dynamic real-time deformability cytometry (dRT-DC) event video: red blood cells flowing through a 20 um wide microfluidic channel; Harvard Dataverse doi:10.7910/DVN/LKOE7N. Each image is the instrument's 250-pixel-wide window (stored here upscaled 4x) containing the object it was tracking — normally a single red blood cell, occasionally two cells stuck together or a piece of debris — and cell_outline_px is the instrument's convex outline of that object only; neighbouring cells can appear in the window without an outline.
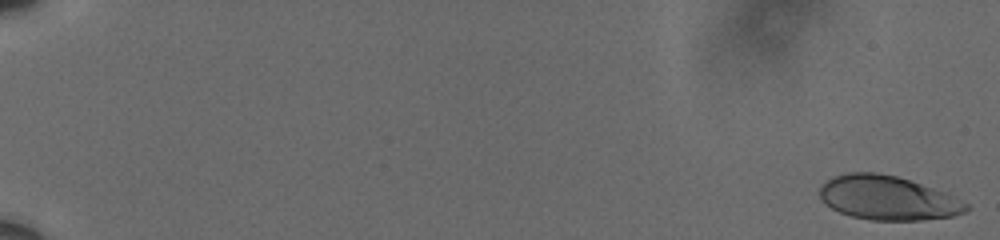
{"species": "human", "species_latin": "Homo sapiens", "temperature_condition": "cold", "stored_images_in_passage": 60, "camera_frame_rate_fps": 3000, "um_per_image_px": 0.085, "donor": {"sex": "male"}, "frame": {"image": 1, "passage_image": 1, "time_ms": 0.0, "image_size_px": [1000, 240], "cell_outline_px": [[972, 208], [968, 212], [952, 216], [920, 220], [872, 220], [852, 216], [840, 212], [832, 208], [820, 200], [820, 184], [832, 176], [848, 172], [876, 172], [896, 176], [944, 192], [968, 204]], "centroid_in_image_um": [75.43, 16.82], "position_along_channel_um": 9.6, "area_um2": 37.63}}
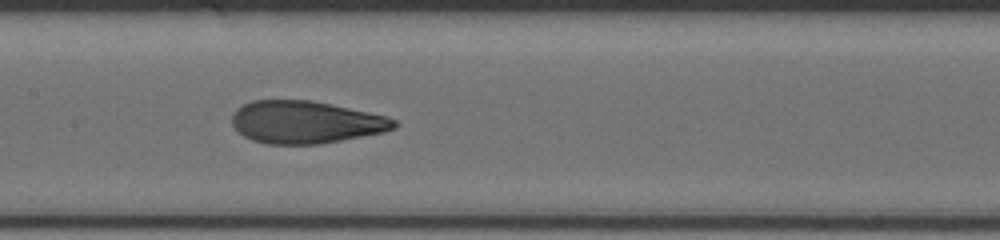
{"frame": {"image": 2, "passage_image": 33, "time_ms": 10.667, "image_size_px": [1000, 240], "cell_outline_px": [[400, 124], [396, 128], [384, 132], [320, 144], [268, 144], [252, 140], [244, 136], [232, 124], [232, 116], [236, 108], [252, 100], [312, 100], [388, 116], [400, 120]], "centroid_in_image_um": [26.03, 10.38], "position_along_channel_um": 181.4, "area_um2": 40.34}}
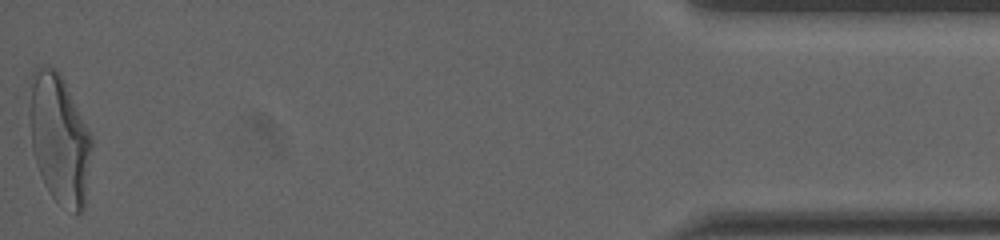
{"frame": {"image": 3, "passage_image": 60, "time_ms": 19.667, "image_size_px": [1000, 240], "cell_outline_px": [[92, 148], [84, 208], [76, 216], [56, 200], [52, 196], [44, 184], [36, 164], [32, 148], [32, 72], [36, 68], [52, 68], [60, 72], [92, 140]], "centroid_in_image_um": [5.09, 11.91], "position_along_channel_um": 430.1, "area_um2": 45.43}, "authors_computed_cell_mechanics": {"area_um2": 40.171, "velocity_mm_per_s": 3.6094, "shape_relaxation_time_tau1_ms": 4.7037, "shape_relaxation_time_tau2_ms": 1.0542, "deformation_change_tau1": 0.205, "deformation_change_tau2": 0.0901}}